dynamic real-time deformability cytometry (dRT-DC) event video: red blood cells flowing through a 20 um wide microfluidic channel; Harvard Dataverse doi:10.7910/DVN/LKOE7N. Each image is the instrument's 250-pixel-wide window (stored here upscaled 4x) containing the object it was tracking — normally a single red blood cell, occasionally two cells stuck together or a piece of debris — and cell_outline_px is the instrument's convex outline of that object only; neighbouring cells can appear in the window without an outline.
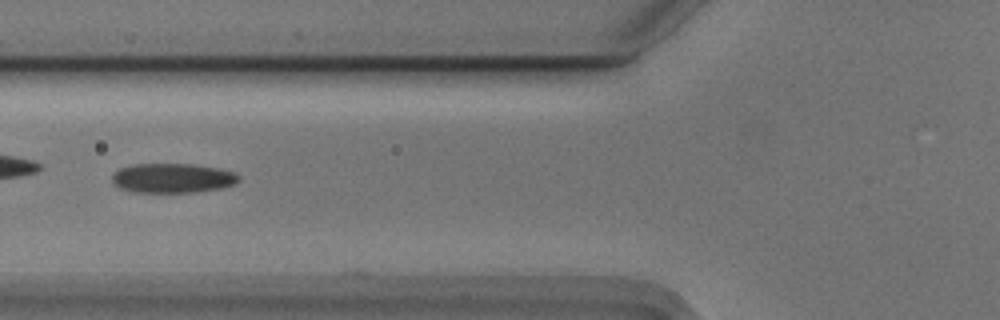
{"species": "Egyptian fruit bat (a non-hibernating species)", "species_latin": "Rousettus aegyptiacus", "temperature_condition": "cold", "stored_images_in_passage": 7, "camera_frame_rate_fps": 3000, "um_per_image_px": 0.085, "animal": {"sex": "male"}, "frame": {"image": 1, "passage_image": 5, "time_ms": 1.333, "image_size_px": [1000, 320], "cell_outline_px": [[240, 180], [236, 184], [224, 188], [196, 192], [132, 192], [120, 188], [112, 180], [112, 176], [120, 168], [132, 164], [192, 164], [216, 168], [236, 172], [240, 176]], "centroid_in_image_um": [14.72, 15.14], "position_along_channel_um": 111.1, "area_um2": 21.91}}